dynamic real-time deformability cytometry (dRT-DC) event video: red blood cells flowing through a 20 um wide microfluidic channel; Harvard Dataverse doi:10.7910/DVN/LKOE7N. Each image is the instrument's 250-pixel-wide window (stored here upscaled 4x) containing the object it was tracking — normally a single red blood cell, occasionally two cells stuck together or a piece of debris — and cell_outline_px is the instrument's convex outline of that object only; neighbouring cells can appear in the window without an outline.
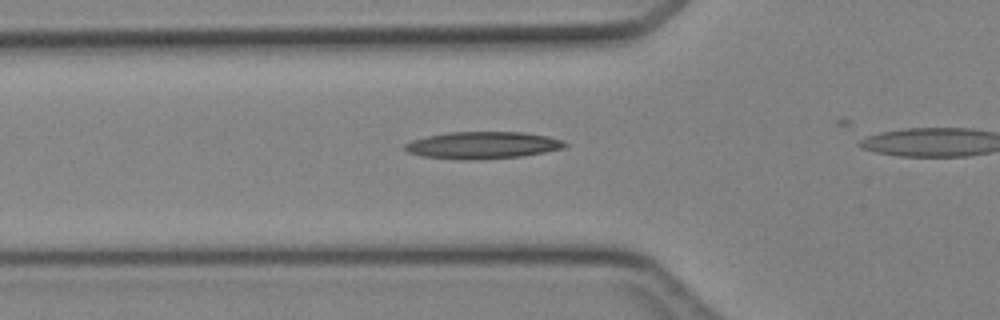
{"species": "Egyptian fruit bat (a non-hibernating species)", "species_latin": "Rousettus aegyptiacus", "temperature_condition": "cold", "stored_images_in_passage": 29, "camera_frame_rate_fps": 3000, "um_per_image_px": 0.085, "animal": {"sex": "female"}, "frame": {"image": 1, "passage_image": 8, "time_ms": 2.333, "image_size_px": [1000, 320], "cell_outline_px": [[568, 144], [564, 148], [544, 152], [520, 156], [468, 160], [460, 160], [424, 156], [408, 152], [404, 148], [404, 144], [412, 140], [428, 136], [448, 132], [524, 132], [548, 136], [564, 140]], "centroid_in_image_um": [41.04, 12.33], "position_along_channel_um": 84.8, "area_um2": 25.14}}
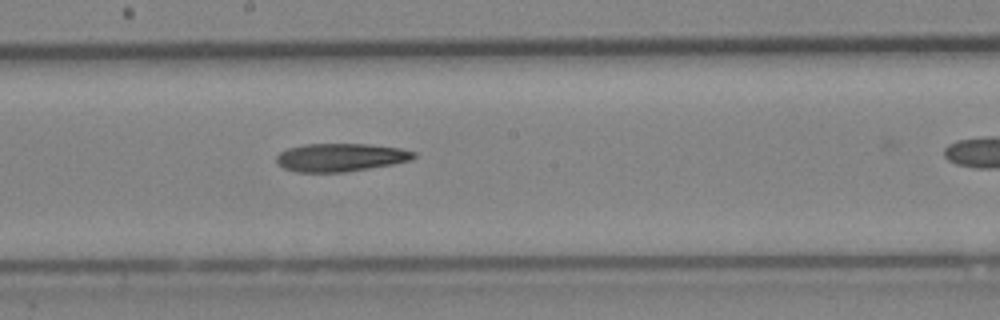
{"frame": {"image": 2, "passage_image": 17, "time_ms": 5.333, "image_size_px": [1000, 320], "cell_outline_px": [[416, 156], [408, 160], [392, 164], [344, 172], [296, 172], [284, 168], [276, 160], [276, 156], [280, 152], [288, 148], [304, 144], [368, 144], [400, 148], [416, 152]], "centroid_in_image_um": [28.92, 13.37], "position_along_channel_um": 219.3, "area_um2": 22.31}}
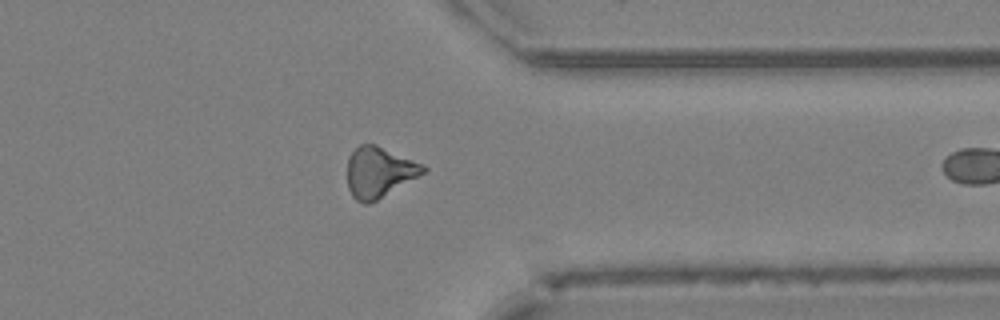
{"frame": {"image": 3, "passage_image": 28, "time_ms": 9.0, "image_size_px": [1000, 320], "cell_outline_px": [[428, 172], [376, 200], [368, 204], [364, 204], [356, 200], [352, 196], [348, 188], [348, 156], [360, 144], [376, 144], [424, 164], [428, 168]], "centroid_in_image_um": [32.26, 14.63], "position_along_channel_um": 379.1, "area_um2": 22.54}}